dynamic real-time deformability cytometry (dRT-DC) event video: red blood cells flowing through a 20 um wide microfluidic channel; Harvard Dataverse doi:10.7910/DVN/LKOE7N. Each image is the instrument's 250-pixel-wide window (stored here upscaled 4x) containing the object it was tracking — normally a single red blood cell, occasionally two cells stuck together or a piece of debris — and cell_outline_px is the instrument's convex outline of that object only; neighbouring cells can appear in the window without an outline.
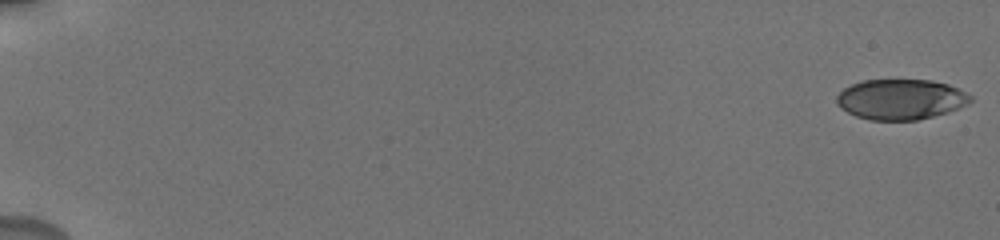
{"species": "human", "species_latin": "Homo sapiens", "temperature_condition": "cold", "stored_images_in_passage": 60, "camera_frame_rate_fps": 3000, "um_per_image_px": 0.085, "donor": {"sex": "male"}, "frame": {"image": 1, "passage_image": 1, "time_ms": 0.0, "image_size_px": [1000, 240], "cell_outline_px": [[972, 100], [968, 104], [948, 112], [916, 120], [868, 120], [856, 116], [840, 108], [836, 104], [836, 96], [844, 88], [852, 84], [864, 80], [932, 80], [948, 84], [972, 96]], "centroid_in_image_um": [76.54, 8.44], "position_along_channel_um": 8.5, "area_um2": 31.44}}
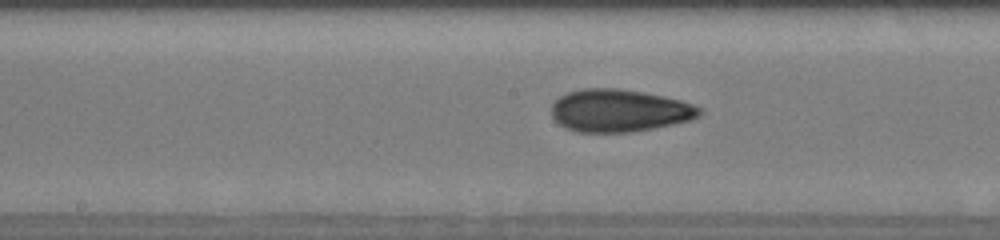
{"frame": {"image": 2, "passage_image": 43, "time_ms": 10.333, "image_size_px": [1000, 240], "cell_outline_px": [[704, 112], [700, 116], [692, 120], [652, 128], [628, 132], [580, 132], [568, 128], [560, 124], [552, 116], [552, 104], [560, 96], [568, 92], [580, 88], [616, 88], [644, 92], [664, 96], [680, 100], [704, 108]], "centroid_in_image_um": [52.68, 9.39], "position_along_channel_um": 195.5, "area_um2": 36.7}}
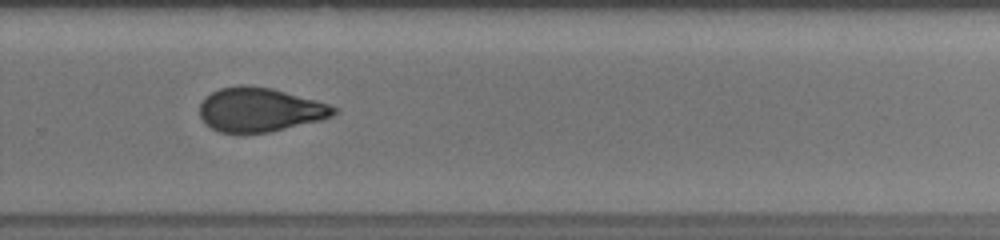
{"frame": {"image": 3, "passage_image": 49, "time_ms": 13.333, "image_size_px": [1000, 240], "cell_outline_px": [[340, 112], [324, 120], [268, 132], [220, 132], [204, 124], [200, 116], [200, 104], [204, 96], [220, 88], [240, 84], [244, 84], [272, 88], [316, 100], [340, 108]], "centroid_in_image_um": [22.11, 9.31], "position_along_channel_um": 307.7, "area_um2": 34.74}, "authors_computed_cell_mechanics": {"area_um2": 34.3621, "velocity_mm_per_s": 3.7635, "shape_relaxation_time_tau1_ms": 5.3654, "shape_relaxation_time_tau2_ms": 2.1636, "deformation_change_tau1": 0.1598, "deformation_change_tau2": 0.0854}}